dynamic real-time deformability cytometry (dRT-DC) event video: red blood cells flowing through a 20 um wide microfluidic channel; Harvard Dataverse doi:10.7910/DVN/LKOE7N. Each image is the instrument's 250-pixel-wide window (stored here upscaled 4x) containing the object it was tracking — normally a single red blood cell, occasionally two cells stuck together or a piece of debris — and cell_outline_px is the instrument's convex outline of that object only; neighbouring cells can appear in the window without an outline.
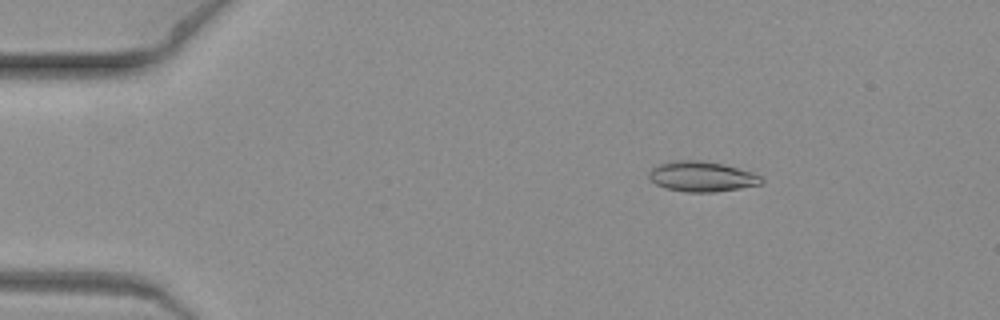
{"species": "common noctule bat (a hibernating species)", "species_latin": "Nyctalus noctula", "temperature_condition": "warm", "stored_images_in_passage": 9, "camera_frame_rate_fps": 3000, "um_per_image_px": 0.085, "animal": {"sex": "female", "body_mass_g": 19.3, "forearm_length_mm": 54.1}, "frame": {"image": 1, "passage_image": 3, "time_ms": 0.667, "image_size_px": [1000, 320], "cell_outline_px": [[764, 180], [760, 184], [740, 188], [712, 192], [688, 192], [668, 188], [656, 184], [648, 176], [648, 172], [652, 168], [660, 164], [672, 160], [700, 160], [720, 164], [752, 172], [760, 176]], "centroid_in_image_um": [59.63, 15.0], "position_along_channel_um": 25.4, "area_um2": 19.48}}
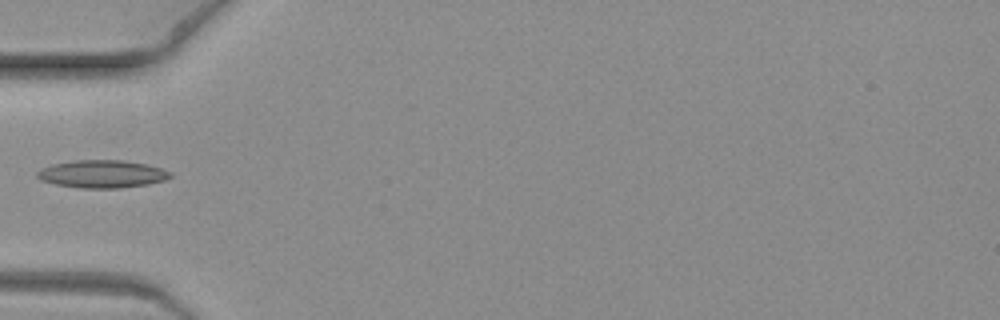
{"frame": {"image": 2, "passage_image": 7, "time_ms": 2.0, "image_size_px": [1000, 320], "cell_outline_px": [[172, 176], [164, 180], [148, 184], [120, 188], [80, 188], [56, 184], [40, 180], [36, 176], [36, 172], [40, 168], [52, 164], [72, 160], [124, 160], [148, 164], [172, 172]], "centroid_in_image_um": [8.66, 14.78], "position_along_channel_um": 76.3, "area_um2": 21.68}}
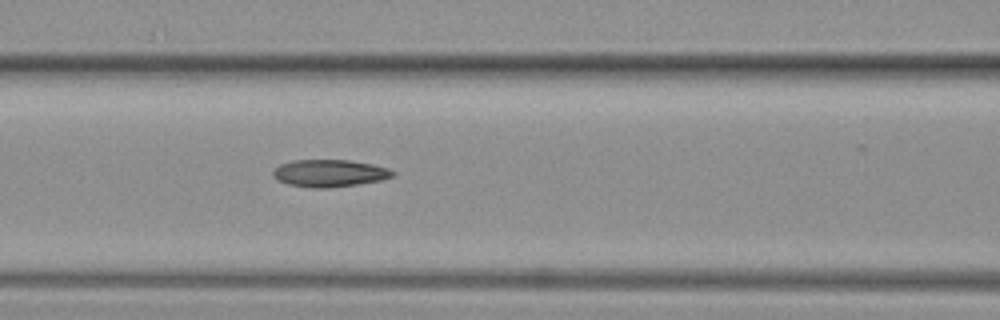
{"frame": {"image": 3, "passage_image": 9, "time_ms": 2.667, "image_size_px": [1000, 320], "cell_outline_px": [[396, 176], [380, 180], [356, 184], [328, 188], [312, 188], [288, 184], [276, 180], [272, 176], [272, 172], [280, 164], [292, 160], [348, 160], [372, 164], [388, 168], [396, 172]], "centroid_in_image_um": [28.0, 14.72], "position_along_channel_um": 138.6, "area_um2": 19.07}}